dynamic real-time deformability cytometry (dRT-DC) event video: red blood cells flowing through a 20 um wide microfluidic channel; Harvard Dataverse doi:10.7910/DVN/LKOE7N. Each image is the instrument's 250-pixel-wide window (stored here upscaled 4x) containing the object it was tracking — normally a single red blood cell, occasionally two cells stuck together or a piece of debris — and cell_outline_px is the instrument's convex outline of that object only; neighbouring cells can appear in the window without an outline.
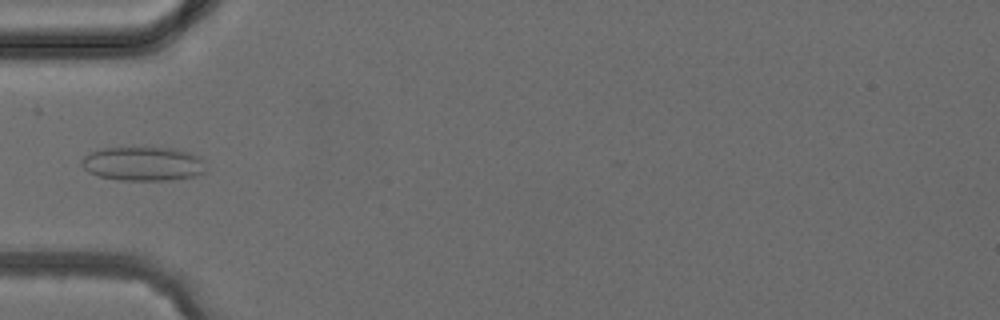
{"species": "common noctule bat (a hibernating species)", "species_latin": "Nyctalus noctula", "temperature_condition": "cold", "stored_images_in_passage": 5, "camera_frame_rate_fps": 3000, "um_per_image_px": 0.085, "animal": {"sex": "female", "body_mass_g": 24.6, "forearm_length_mm": 56.2}, "frame": {"image": 1, "passage_image": 5, "time_ms": 4.667, "image_size_px": [1000, 320], "cell_outline_px": [[208, 172], [196, 176], [172, 180], [120, 180], [100, 176], [88, 172], [80, 164], [80, 160], [84, 156], [92, 152], [104, 148], [172, 148], [188, 152], [200, 156]], "centroid_in_image_um": [12.2, 13.93], "position_along_channel_um": 72.8, "area_um2": 24.74}}